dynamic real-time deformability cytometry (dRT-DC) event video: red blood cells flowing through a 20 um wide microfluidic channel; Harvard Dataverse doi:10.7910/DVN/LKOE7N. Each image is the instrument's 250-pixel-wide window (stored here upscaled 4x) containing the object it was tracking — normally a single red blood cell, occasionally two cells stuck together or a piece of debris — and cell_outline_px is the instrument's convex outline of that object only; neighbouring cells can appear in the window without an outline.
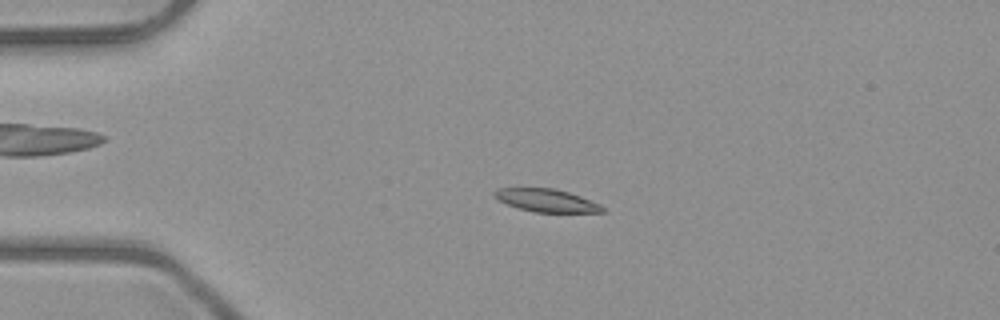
{"species": "common noctule bat (a hibernating species)", "species_latin": "Nyctalus noctula", "temperature_condition": "room temperature", "stored_images_in_passage": 52, "camera_frame_rate_fps": 3000, "um_per_image_px": 0.085, "animal": {"sex": "male", "body_mass_g": 23.1, "forearm_length_mm": 52.7}, "frame": {"image": 1, "passage_image": 12, "time_ms": 3.667, "image_size_px": [1000, 320], "cell_outline_px": [[604, 212], [536, 212], [520, 208], [508, 204], [492, 196], [492, 192], [496, 188], [556, 188], [580, 196], [600, 204], [604, 208]], "centroid_in_image_um": [46.43, 17.02], "position_along_channel_um": 38.6, "area_um2": 14.28}}
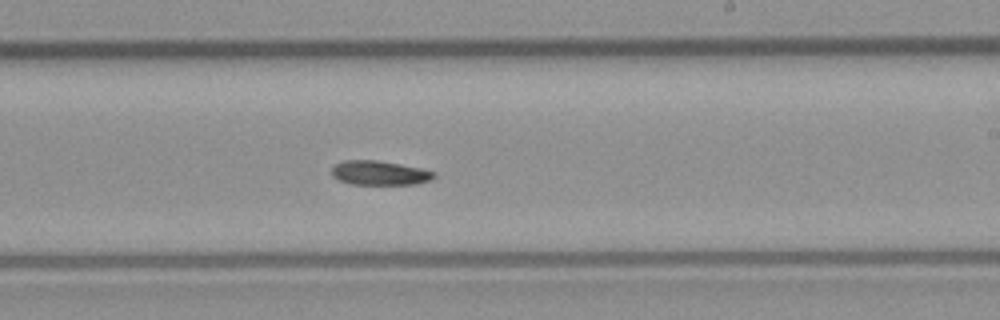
{"frame": {"image": 2, "passage_image": 31, "time_ms": 10.0, "image_size_px": [1000, 320], "cell_outline_px": [[436, 176], [432, 180], [416, 184], [352, 184], [340, 180], [332, 176], [332, 168], [336, 164], [344, 160], [376, 160], [400, 164], [420, 168], [436, 172]], "centroid_in_image_um": [32.3, 14.7], "position_along_channel_um": 256.7, "area_um2": 14.45}}
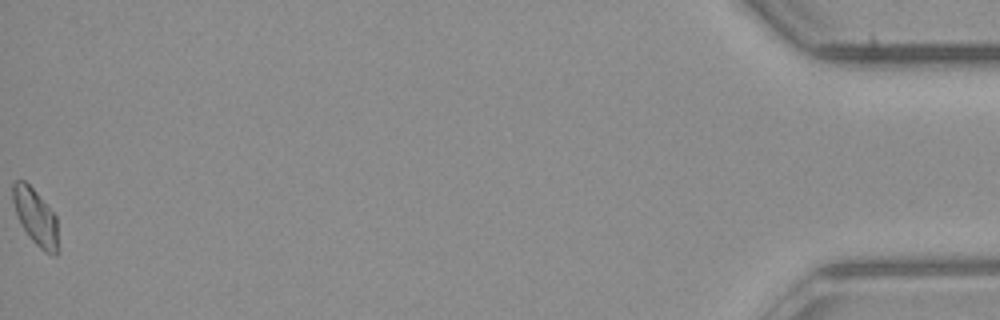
{"frame": {"image": 3, "passage_image": 52, "time_ms": 17.0, "image_size_px": [1000, 320], "cell_outline_px": [[56, 256], [52, 256], [44, 252], [28, 236], [20, 224], [12, 200], [12, 184], [16, 180], [24, 180], [36, 192], [56, 216]], "centroid_in_image_um": [2.98, 18.43], "position_along_channel_um": 432.2, "area_um2": 14.57}}